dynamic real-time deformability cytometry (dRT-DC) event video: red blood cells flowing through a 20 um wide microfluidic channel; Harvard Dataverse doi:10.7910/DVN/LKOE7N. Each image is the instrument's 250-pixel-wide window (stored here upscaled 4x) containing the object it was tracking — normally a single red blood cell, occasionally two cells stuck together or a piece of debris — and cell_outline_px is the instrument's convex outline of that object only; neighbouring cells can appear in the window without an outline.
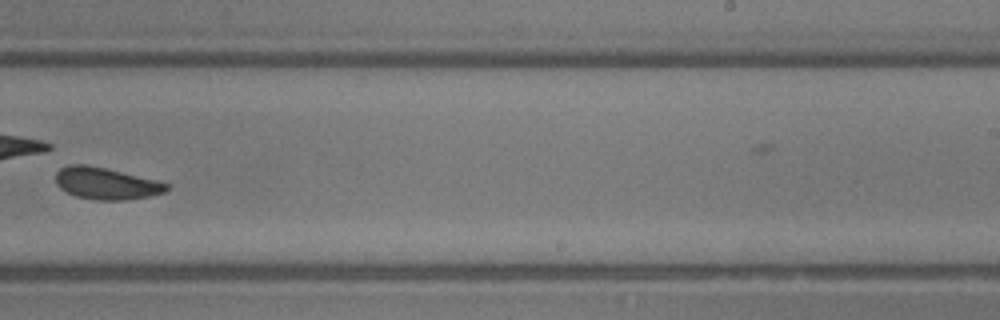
{"species": "common noctule bat (a hibernating species)", "species_latin": "Nyctalus noctula", "temperature_condition": "room temperature", "stored_images_in_passage": 37, "camera_frame_rate_fps": 3000, "um_per_image_px": 0.085, "animal": {"sex": "male", "body_mass_g": 13.3}, "frame": {"image": 1, "passage_image": 22, "time_ms": 7.0, "image_size_px": [1000, 320], "cell_outline_px": [[168, 188], [164, 192], [148, 196], [124, 200], [96, 200], [76, 196], [64, 192], [56, 184], [56, 172], [60, 168], [68, 164], [84, 164], [104, 168], [168, 184]], "centroid_in_image_um": [8.92, 15.6], "position_along_channel_um": 280.1, "area_um2": 20.17}}
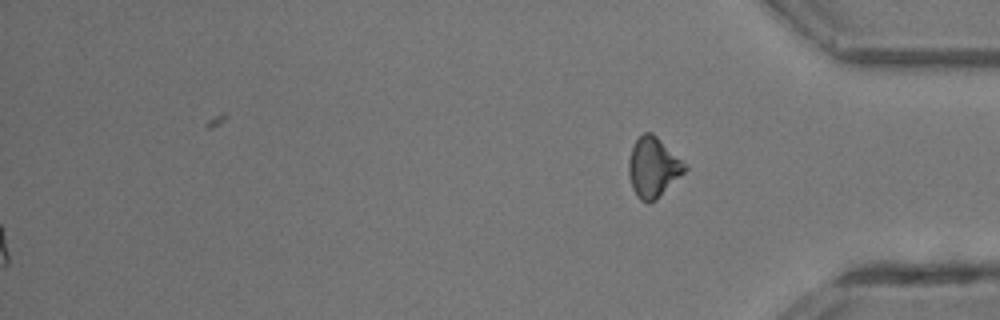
{"frame": {"image": 2, "passage_image": 37, "time_ms": 12.0, "image_size_px": [1000, 320], "cell_outline_px": [[688, 168], [656, 200], [648, 204], [640, 200], [636, 196], [632, 188], [628, 172], [628, 160], [632, 148], [636, 140], [644, 132], [652, 132], [688, 164]], "centroid_in_image_um": [55.52, 14.23], "position_along_channel_um": 379.7, "area_um2": 19.77}}